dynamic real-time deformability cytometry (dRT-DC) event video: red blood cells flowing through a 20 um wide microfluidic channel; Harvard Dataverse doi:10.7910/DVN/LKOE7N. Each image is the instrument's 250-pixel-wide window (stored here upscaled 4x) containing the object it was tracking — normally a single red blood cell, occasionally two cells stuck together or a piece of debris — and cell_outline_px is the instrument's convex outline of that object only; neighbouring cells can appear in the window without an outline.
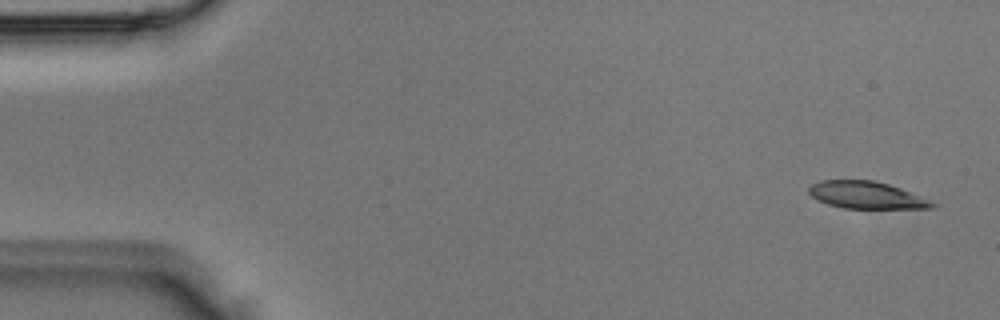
{"species": "Egyptian fruit bat (a non-hibernating species)", "species_latin": "Rousettus aegyptiacus", "temperature_condition": "room temperature", "stored_images_in_passage": 3, "camera_frame_rate_fps": 3000, "um_per_image_px": 0.085, "animal": {"sex": "male"}, "frame": {"image": 1, "passage_image": 1, "time_ms": 0.0, "image_size_px": [1000, 320], "cell_outline_px": [[936, 208], [844, 208], [828, 204], [812, 196], [808, 192], [808, 188], [812, 184], [820, 180], [872, 180], [888, 184], [900, 188], [936, 204]], "centroid_in_image_um": [73.6, 16.58], "position_along_channel_um": 11.4, "area_um2": 19.13}}